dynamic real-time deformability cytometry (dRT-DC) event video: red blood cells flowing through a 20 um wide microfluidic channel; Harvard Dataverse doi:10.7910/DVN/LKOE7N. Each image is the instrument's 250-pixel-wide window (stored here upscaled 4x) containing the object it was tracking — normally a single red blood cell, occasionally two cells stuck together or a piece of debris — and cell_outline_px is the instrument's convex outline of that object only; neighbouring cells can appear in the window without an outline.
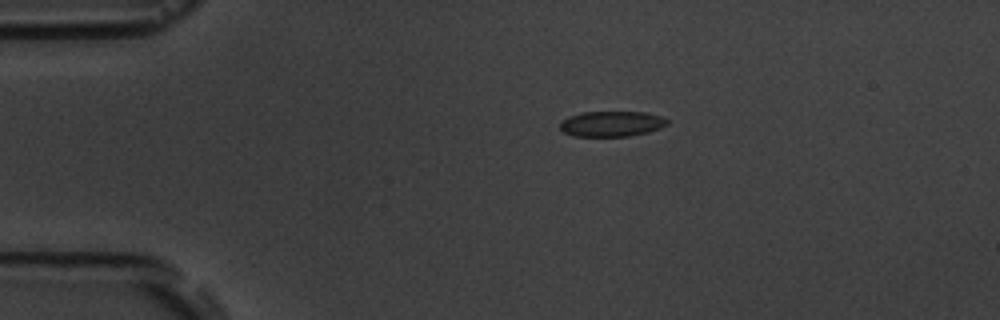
{"species": "common noctule bat (a hibernating species)", "species_latin": "Nyctalus noctula", "temperature_condition": "room temperature", "stored_images_in_passage": 3, "camera_frame_rate_fps": 3000, "um_per_image_px": 0.085, "animal": {"sex": "male", "body_mass_g": 19.5, "forearm_length_mm": 54.6}, "frame": {"image": 1, "passage_image": 1, "time_ms": 0.0, "image_size_px": [1000, 320], "cell_outline_px": [[668, 124], [660, 128], [648, 132], [628, 136], [572, 136], [564, 132], [560, 128], [560, 124], [568, 116], [584, 112], [644, 112], [660, 116], [668, 120]], "centroid_in_image_um": [51.99, 10.52], "position_along_channel_um": 33.0, "area_um2": 15.78}}
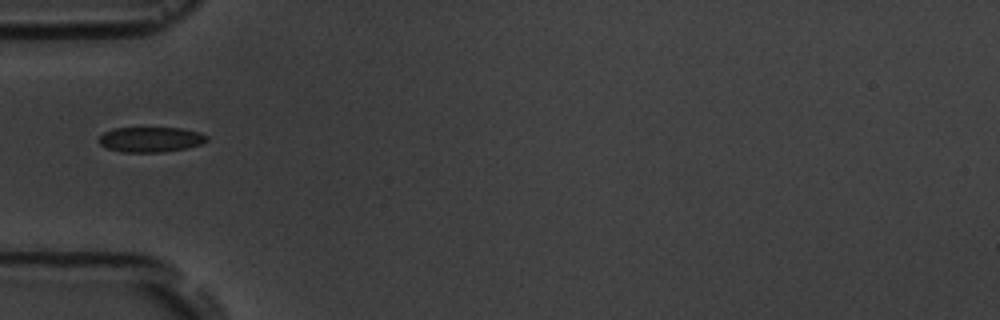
{"frame": {"image": 2, "passage_image": 3, "time_ms": 2.333, "image_size_px": [1000, 320], "cell_outline_px": [[208, 140], [200, 144], [188, 148], [160, 152], [124, 152], [104, 148], [96, 140], [104, 132], [112, 128], [180, 128], [200, 132], [208, 136]], "centroid_in_image_um": [12.77, 11.85], "position_along_channel_um": 72.2, "area_um2": 15.95}}